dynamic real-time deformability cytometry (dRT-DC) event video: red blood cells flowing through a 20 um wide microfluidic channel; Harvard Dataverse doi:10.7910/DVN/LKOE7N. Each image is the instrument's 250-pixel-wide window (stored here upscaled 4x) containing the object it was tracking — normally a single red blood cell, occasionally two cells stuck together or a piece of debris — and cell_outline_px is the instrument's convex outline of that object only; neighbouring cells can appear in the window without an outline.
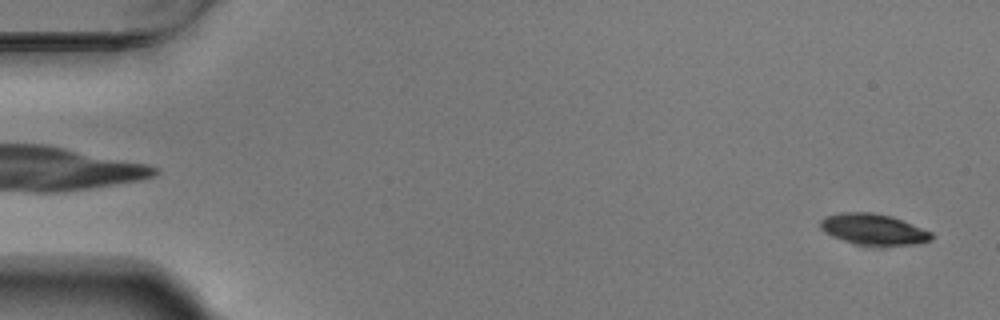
{"species": "Egyptian fruit bat (a non-hibernating species)", "species_latin": "Rousettus aegyptiacus", "temperature_condition": "warm", "stored_images_in_passage": 55, "camera_frame_rate_fps": 3000, "um_per_image_px": 0.085, "animal": {"sex": "male"}, "frame": {"image": 1, "passage_image": 2, "time_ms": 0.333, "image_size_px": [1000, 320], "cell_outline_px": [[932, 240], [916, 244], [856, 244], [832, 236], [824, 232], [820, 228], [820, 220], [824, 216], [840, 212], [876, 212], [892, 216], [932, 232]], "centroid_in_image_um": [74.21, 19.46], "position_along_channel_um": 10.8, "area_um2": 19.88}}
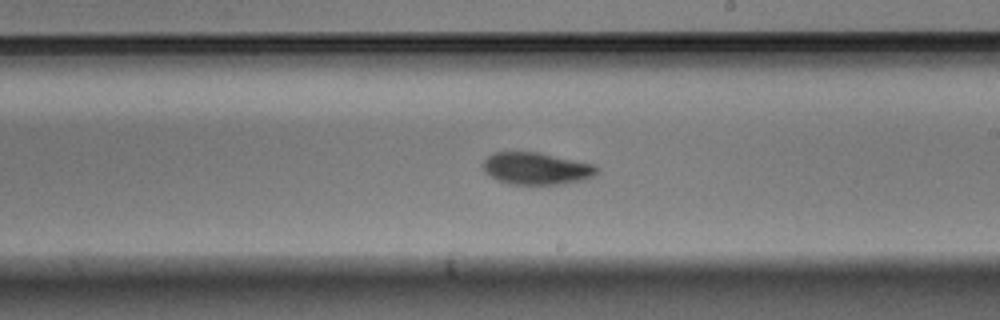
{"frame": {"image": 2, "passage_image": 32, "time_ms": 10.333, "image_size_px": [1000, 320], "cell_outline_px": [[600, 172], [596, 176], [584, 180], [560, 184], [508, 184], [484, 172], [480, 164], [492, 152], [540, 152], [596, 164], [600, 168]], "centroid_in_image_um": [45.65, 14.31], "position_along_channel_um": 243.3, "area_um2": 21.73}}
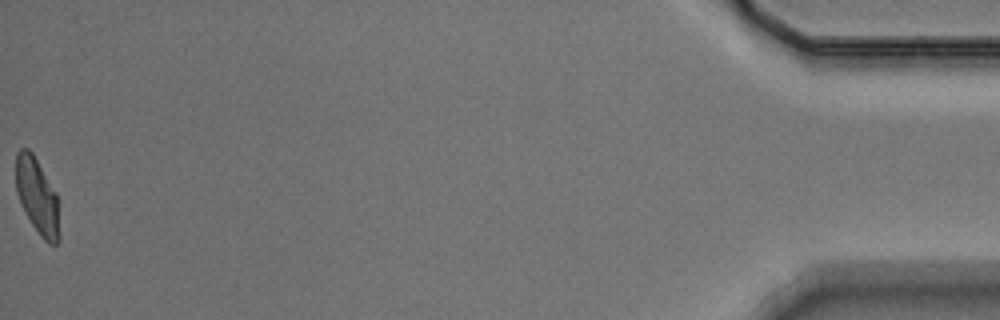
{"frame": {"image": 3, "passage_image": 55, "time_ms": 18.0, "image_size_px": [1000, 320], "cell_outline_px": [[60, 240], [56, 244], [48, 244], [40, 236], [32, 224], [16, 192], [16, 152], [20, 148], [28, 148], [32, 152], [56, 192], [60, 236]], "centroid_in_image_um": [3.17, 16.68], "position_along_channel_um": 432.0, "area_um2": 19.07}, "authors_computed_cell_mechanics": {"area_um2": 20.6924, "velocity_mm_per_s": 3.7077, "shape_relaxation_time_tau1_ms": 3.9441, "shape_relaxation_time_tau2_ms": 4.6118, "deformation_change_tau1": 0.15, "deformation_change_tau2": 0.0945}}